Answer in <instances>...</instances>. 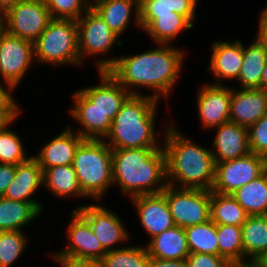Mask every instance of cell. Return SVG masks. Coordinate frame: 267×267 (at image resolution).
Here are the masks:
<instances>
[{"label": "cell", "mask_w": 267, "mask_h": 267, "mask_svg": "<svg viewBox=\"0 0 267 267\" xmlns=\"http://www.w3.org/2000/svg\"><path fill=\"white\" fill-rule=\"evenodd\" d=\"M120 58L98 59V72H109L131 95H141L134 89H154V98L167 97L180 75L184 51L170 44ZM179 74V75H178ZM133 88V90H132ZM161 95V96H160Z\"/></svg>", "instance_id": "6da1fadb"}, {"label": "cell", "mask_w": 267, "mask_h": 267, "mask_svg": "<svg viewBox=\"0 0 267 267\" xmlns=\"http://www.w3.org/2000/svg\"><path fill=\"white\" fill-rule=\"evenodd\" d=\"M170 124L166 127L163 142L167 184L211 191L215 178L213 149L197 145Z\"/></svg>", "instance_id": "7a4b0ae2"}, {"label": "cell", "mask_w": 267, "mask_h": 267, "mask_svg": "<svg viewBox=\"0 0 267 267\" xmlns=\"http://www.w3.org/2000/svg\"><path fill=\"white\" fill-rule=\"evenodd\" d=\"M112 177L131 198L161 193L168 185L164 148L112 149Z\"/></svg>", "instance_id": "3957f363"}, {"label": "cell", "mask_w": 267, "mask_h": 267, "mask_svg": "<svg viewBox=\"0 0 267 267\" xmlns=\"http://www.w3.org/2000/svg\"><path fill=\"white\" fill-rule=\"evenodd\" d=\"M158 102L151 95H131L113 119L106 143L112 149L163 148L154 131Z\"/></svg>", "instance_id": "277c9868"}, {"label": "cell", "mask_w": 267, "mask_h": 267, "mask_svg": "<svg viewBox=\"0 0 267 267\" xmlns=\"http://www.w3.org/2000/svg\"><path fill=\"white\" fill-rule=\"evenodd\" d=\"M72 166L79 186L88 198L100 200L114 184L112 148L104 139H84L75 151Z\"/></svg>", "instance_id": "5b68a950"}, {"label": "cell", "mask_w": 267, "mask_h": 267, "mask_svg": "<svg viewBox=\"0 0 267 267\" xmlns=\"http://www.w3.org/2000/svg\"><path fill=\"white\" fill-rule=\"evenodd\" d=\"M34 59L49 65H80L75 20L52 19L34 42Z\"/></svg>", "instance_id": "8992f818"}, {"label": "cell", "mask_w": 267, "mask_h": 267, "mask_svg": "<svg viewBox=\"0 0 267 267\" xmlns=\"http://www.w3.org/2000/svg\"><path fill=\"white\" fill-rule=\"evenodd\" d=\"M161 193L166 197L175 226L185 229L211 220L209 190L167 185Z\"/></svg>", "instance_id": "52a82bcc"}, {"label": "cell", "mask_w": 267, "mask_h": 267, "mask_svg": "<svg viewBox=\"0 0 267 267\" xmlns=\"http://www.w3.org/2000/svg\"><path fill=\"white\" fill-rule=\"evenodd\" d=\"M6 32L35 42L52 20L46 3L23 0L0 16Z\"/></svg>", "instance_id": "ba28073f"}, {"label": "cell", "mask_w": 267, "mask_h": 267, "mask_svg": "<svg viewBox=\"0 0 267 267\" xmlns=\"http://www.w3.org/2000/svg\"><path fill=\"white\" fill-rule=\"evenodd\" d=\"M266 170L267 159L254 153L215 163V178L211 191L232 194L238 188L262 175Z\"/></svg>", "instance_id": "9c48e42d"}, {"label": "cell", "mask_w": 267, "mask_h": 267, "mask_svg": "<svg viewBox=\"0 0 267 267\" xmlns=\"http://www.w3.org/2000/svg\"><path fill=\"white\" fill-rule=\"evenodd\" d=\"M69 223L68 245L54 254L55 261L63 267L66 263L74 261L102 259L106 251L93 233L89 222L76 209L73 210Z\"/></svg>", "instance_id": "30bf717a"}, {"label": "cell", "mask_w": 267, "mask_h": 267, "mask_svg": "<svg viewBox=\"0 0 267 267\" xmlns=\"http://www.w3.org/2000/svg\"><path fill=\"white\" fill-rule=\"evenodd\" d=\"M80 62L83 58L97 54H107L113 45L121 46L119 37L91 7L77 21ZM117 42V43H116Z\"/></svg>", "instance_id": "8fae6325"}, {"label": "cell", "mask_w": 267, "mask_h": 267, "mask_svg": "<svg viewBox=\"0 0 267 267\" xmlns=\"http://www.w3.org/2000/svg\"><path fill=\"white\" fill-rule=\"evenodd\" d=\"M33 60V42L4 33L0 41V74L4 83L16 87Z\"/></svg>", "instance_id": "7c38bea8"}, {"label": "cell", "mask_w": 267, "mask_h": 267, "mask_svg": "<svg viewBox=\"0 0 267 267\" xmlns=\"http://www.w3.org/2000/svg\"><path fill=\"white\" fill-rule=\"evenodd\" d=\"M101 205H83L76 209L90 224L103 249L108 252L113 246L128 240L129 233L118 215Z\"/></svg>", "instance_id": "4fadbf2b"}, {"label": "cell", "mask_w": 267, "mask_h": 267, "mask_svg": "<svg viewBox=\"0 0 267 267\" xmlns=\"http://www.w3.org/2000/svg\"><path fill=\"white\" fill-rule=\"evenodd\" d=\"M197 95V109L203 128H215L229 121L232 89L224 85L205 84Z\"/></svg>", "instance_id": "5bb4252c"}, {"label": "cell", "mask_w": 267, "mask_h": 267, "mask_svg": "<svg viewBox=\"0 0 267 267\" xmlns=\"http://www.w3.org/2000/svg\"><path fill=\"white\" fill-rule=\"evenodd\" d=\"M131 199L142 227L151 238L175 226L166 197L162 193L140 195Z\"/></svg>", "instance_id": "9a60e30c"}, {"label": "cell", "mask_w": 267, "mask_h": 267, "mask_svg": "<svg viewBox=\"0 0 267 267\" xmlns=\"http://www.w3.org/2000/svg\"><path fill=\"white\" fill-rule=\"evenodd\" d=\"M267 114V91L263 89H232L229 121L249 127Z\"/></svg>", "instance_id": "2e32d148"}, {"label": "cell", "mask_w": 267, "mask_h": 267, "mask_svg": "<svg viewBox=\"0 0 267 267\" xmlns=\"http://www.w3.org/2000/svg\"><path fill=\"white\" fill-rule=\"evenodd\" d=\"M100 84L80 91L113 121L131 94L107 71L98 72Z\"/></svg>", "instance_id": "e0dca14e"}, {"label": "cell", "mask_w": 267, "mask_h": 267, "mask_svg": "<svg viewBox=\"0 0 267 267\" xmlns=\"http://www.w3.org/2000/svg\"><path fill=\"white\" fill-rule=\"evenodd\" d=\"M70 114L83 126L77 133L83 139L103 140L109 134L112 121L80 91L75 92Z\"/></svg>", "instance_id": "ac0fdd59"}, {"label": "cell", "mask_w": 267, "mask_h": 267, "mask_svg": "<svg viewBox=\"0 0 267 267\" xmlns=\"http://www.w3.org/2000/svg\"><path fill=\"white\" fill-rule=\"evenodd\" d=\"M216 128L217 134L213 140L215 151H211L215 163L241 158L250 153L247 127L228 121Z\"/></svg>", "instance_id": "d6986e66"}, {"label": "cell", "mask_w": 267, "mask_h": 267, "mask_svg": "<svg viewBox=\"0 0 267 267\" xmlns=\"http://www.w3.org/2000/svg\"><path fill=\"white\" fill-rule=\"evenodd\" d=\"M212 56L207 70L216 76V85H222V80L238 79L243 64V43L236 40L216 41L212 46Z\"/></svg>", "instance_id": "ffe728a7"}, {"label": "cell", "mask_w": 267, "mask_h": 267, "mask_svg": "<svg viewBox=\"0 0 267 267\" xmlns=\"http://www.w3.org/2000/svg\"><path fill=\"white\" fill-rule=\"evenodd\" d=\"M83 140L69 126L46 143L40 152L33 157L38 161L43 171L54 166L72 165L75 151Z\"/></svg>", "instance_id": "44dd1931"}, {"label": "cell", "mask_w": 267, "mask_h": 267, "mask_svg": "<svg viewBox=\"0 0 267 267\" xmlns=\"http://www.w3.org/2000/svg\"><path fill=\"white\" fill-rule=\"evenodd\" d=\"M41 185H43V170L38 161L31 156L27 161L16 165L14 180L3 196L17 201L39 203L30 197Z\"/></svg>", "instance_id": "7402d4cb"}, {"label": "cell", "mask_w": 267, "mask_h": 267, "mask_svg": "<svg viewBox=\"0 0 267 267\" xmlns=\"http://www.w3.org/2000/svg\"><path fill=\"white\" fill-rule=\"evenodd\" d=\"M91 7L107 26L119 37L127 29L130 17L135 12L136 26L140 27L139 0H94ZM134 6V7H133ZM135 8V10L133 9ZM133 9V11H131Z\"/></svg>", "instance_id": "603a6c76"}, {"label": "cell", "mask_w": 267, "mask_h": 267, "mask_svg": "<svg viewBox=\"0 0 267 267\" xmlns=\"http://www.w3.org/2000/svg\"><path fill=\"white\" fill-rule=\"evenodd\" d=\"M146 245L150 257L162 260H184L190 254L184 228L174 226L150 238Z\"/></svg>", "instance_id": "cb8c5ba5"}, {"label": "cell", "mask_w": 267, "mask_h": 267, "mask_svg": "<svg viewBox=\"0 0 267 267\" xmlns=\"http://www.w3.org/2000/svg\"><path fill=\"white\" fill-rule=\"evenodd\" d=\"M41 203H29L0 197V232L22 231L42 213Z\"/></svg>", "instance_id": "d4e9b609"}, {"label": "cell", "mask_w": 267, "mask_h": 267, "mask_svg": "<svg viewBox=\"0 0 267 267\" xmlns=\"http://www.w3.org/2000/svg\"><path fill=\"white\" fill-rule=\"evenodd\" d=\"M198 0H139V21L142 30L158 15L173 14L184 16L192 25L196 18Z\"/></svg>", "instance_id": "484cf974"}, {"label": "cell", "mask_w": 267, "mask_h": 267, "mask_svg": "<svg viewBox=\"0 0 267 267\" xmlns=\"http://www.w3.org/2000/svg\"><path fill=\"white\" fill-rule=\"evenodd\" d=\"M243 261L261 259L267 254V218L265 215L249 216L241 225Z\"/></svg>", "instance_id": "4316f807"}, {"label": "cell", "mask_w": 267, "mask_h": 267, "mask_svg": "<svg viewBox=\"0 0 267 267\" xmlns=\"http://www.w3.org/2000/svg\"><path fill=\"white\" fill-rule=\"evenodd\" d=\"M267 61L265 48L255 38L247 48L243 45V64L238 81L243 89H260L261 78Z\"/></svg>", "instance_id": "83f0119b"}, {"label": "cell", "mask_w": 267, "mask_h": 267, "mask_svg": "<svg viewBox=\"0 0 267 267\" xmlns=\"http://www.w3.org/2000/svg\"><path fill=\"white\" fill-rule=\"evenodd\" d=\"M232 195L249 216L265 215L267 213V170L238 188Z\"/></svg>", "instance_id": "f1b7e54d"}, {"label": "cell", "mask_w": 267, "mask_h": 267, "mask_svg": "<svg viewBox=\"0 0 267 267\" xmlns=\"http://www.w3.org/2000/svg\"><path fill=\"white\" fill-rule=\"evenodd\" d=\"M210 214L215 224L241 226L249 217L232 194L210 191Z\"/></svg>", "instance_id": "f546056e"}, {"label": "cell", "mask_w": 267, "mask_h": 267, "mask_svg": "<svg viewBox=\"0 0 267 267\" xmlns=\"http://www.w3.org/2000/svg\"><path fill=\"white\" fill-rule=\"evenodd\" d=\"M43 185L60 198L70 195L86 197L79 186L72 165H59L45 169L43 171Z\"/></svg>", "instance_id": "4dcf8cb0"}, {"label": "cell", "mask_w": 267, "mask_h": 267, "mask_svg": "<svg viewBox=\"0 0 267 267\" xmlns=\"http://www.w3.org/2000/svg\"><path fill=\"white\" fill-rule=\"evenodd\" d=\"M193 25L182 15L173 12V14L158 15L144 29L152 37L156 44L171 43L181 31L191 29Z\"/></svg>", "instance_id": "1f68e13d"}, {"label": "cell", "mask_w": 267, "mask_h": 267, "mask_svg": "<svg viewBox=\"0 0 267 267\" xmlns=\"http://www.w3.org/2000/svg\"><path fill=\"white\" fill-rule=\"evenodd\" d=\"M190 253L219 255L217 224L209 220L184 229Z\"/></svg>", "instance_id": "d6a6232c"}, {"label": "cell", "mask_w": 267, "mask_h": 267, "mask_svg": "<svg viewBox=\"0 0 267 267\" xmlns=\"http://www.w3.org/2000/svg\"><path fill=\"white\" fill-rule=\"evenodd\" d=\"M219 256L233 267L243 262L242 227L217 224Z\"/></svg>", "instance_id": "836d02e7"}, {"label": "cell", "mask_w": 267, "mask_h": 267, "mask_svg": "<svg viewBox=\"0 0 267 267\" xmlns=\"http://www.w3.org/2000/svg\"><path fill=\"white\" fill-rule=\"evenodd\" d=\"M102 259L107 267H148L150 256L140 245L108 251Z\"/></svg>", "instance_id": "e575fe53"}, {"label": "cell", "mask_w": 267, "mask_h": 267, "mask_svg": "<svg viewBox=\"0 0 267 267\" xmlns=\"http://www.w3.org/2000/svg\"><path fill=\"white\" fill-rule=\"evenodd\" d=\"M8 127L9 123L0 126V163L18 165L31 156L25 154L19 135Z\"/></svg>", "instance_id": "d590c367"}, {"label": "cell", "mask_w": 267, "mask_h": 267, "mask_svg": "<svg viewBox=\"0 0 267 267\" xmlns=\"http://www.w3.org/2000/svg\"><path fill=\"white\" fill-rule=\"evenodd\" d=\"M27 240L23 231L0 232V267H12L24 252Z\"/></svg>", "instance_id": "8d00e7d4"}, {"label": "cell", "mask_w": 267, "mask_h": 267, "mask_svg": "<svg viewBox=\"0 0 267 267\" xmlns=\"http://www.w3.org/2000/svg\"><path fill=\"white\" fill-rule=\"evenodd\" d=\"M88 0H47L46 5L52 19L77 21L90 8Z\"/></svg>", "instance_id": "74e56055"}, {"label": "cell", "mask_w": 267, "mask_h": 267, "mask_svg": "<svg viewBox=\"0 0 267 267\" xmlns=\"http://www.w3.org/2000/svg\"><path fill=\"white\" fill-rule=\"evenodd\" d=\"M247 130L250 153L267 159V114L249 126Z\"/></svg>", "instance_id": "f35d334b"}, {"label": "cell", "mask_w": 267, "mask_h": 267, "mask_svg": "<svg viewBox=\"0 0 267 267\" xmlns=\"http://www.w3.org/2000/svg\"><path fill=\"white\" fill-rule=\"evenodd\" d=\"M5 84L6 86L0 84V122L2 124H12L21 111L10 93L16 87L9 83Z\"/></svg>", "instance_id": "ab89813d"}, {"label": "cell", "mask_w": 267, "mask_h": 267, "mask_svg": "<svg viewBox=\"0 0 267 267\" xmlns=\"http://www.w3.org/2000/svg\"><path fill=\"white\" fill-rule=\"evenodd\" d=\"M187 267H233L219 255L190 253L186 259Z\"/></svg>", "instance_id": "60d3db41"}, {"label": "cell", "mask_w": 267, "mask_h": 267, "mask_svg": "<svg viewBox=\"0 0 267 267\" xmlns=\"http://www.w3.org/2000/svg\"><path fill=\"white\" fill-rule=\"evenodd\" d=\"M16 165L0 163V197H2L7 187L14 180Z\"/></svg>", "instance_id": "b9f144b4"}, {"label": "cell", "mask_w": 267, "mask_h": 267, "mask_svg": "<svg viewBox=\"0 0 267 267\" xmlns=\"http://www.w3.org/2000/svg\"><path fill=\"white\" fill-rule=\"evenodd\" d=\"M259 19L258 33L256 35L257 41L265 48L267 52V11L262 10Z\"/></svg>", "instance_id": "7bdbcfd3"}, {"label": "cell", "mask_w": 267, "mask_h": 267, "mask_svg": "<svg viewBox=\"0 0 267 267\" xmlns=\"http://www.w3.org/2000/svg\"><path fill=\"white\" fill-rule=\"evenodd\" d=\"M148 267H187L186 259L177 260V259H169L162 260L154 257H150L148 262Z\"/></svg>", "instance_id": "ee69618b"}, {"label": "cell", "mask_w": 267, "mask_h": 267, "mask_svg": "<svg viewBox=\"0 0 267 267\" xmlns=\"http://www.w3.org/2000/svg\"><path fill=\"white\" fill-rule=\"evenodd\" d=\"M63 267H107L103 259H84L66 263Z\"/></svg>", "instance_id": "f6af8a7d"}, {"label": "cell", "mask_w": 267, "mask_h": 267, "mask_svg": "<svg viewBox=\"0 0 267 267\" xmlns=\"http://www.w3.org/2000/svg\"><path fill=\"white\" fill-rule=\"evenodd\" d=\"M247 261V262H246ZM234 267H267L261 259H246Z\"/></svg>", "instance_id": "bcb514c9"}, {"label": "cell", "mask_w": 267, "mask_h": 267, "mask_svg": "<svg viewBox=\"0 0 267 267\" xmlns=\"http://www.w3.org/2000/svg\"><path fill=\"white\" fill-rule=\"evenodd\" d=\"M20 1L23 0H0V16Z\"/></svg>", "instance_id": "7dc6e473"}, {"label": "cell", "mask_w": 267, "mask_h": 267, "mask_svg": "<svg viewBox=\"0 0 267 267\" xmlns=\"http://www.w3.org/2000/svg\"><path fill=\"white\" fill-rule=\"evenodd\" d=\"M261 89L267 91V61L261 78Z\"/></svg>", "instance_id": "c3c4849f"}, {"label": "cell", "mask_w": 267, "mask_h": 267, "mask_svg": "<svg viewBox=\"0 0 267 267\" xmlns=\"http://www.w3.org/2000/svg\"><path fill=\"white\" fill-rule=\"evenodd\" d=\"M5 32H6V28H5L3 20L0 17V41Z\"/></svg>", "instance_id": "681fc988"}, {"label": "cell", "mask_w": 267, "mask_h": 267, "mask_svg": "<svg viewBox=\"0 0 267 267\" xmlns=\"http://www.w3.org/2000/svg\"><path fill=\"white\" fill-rule=\"evenodd\" d=\"M261 260L265 263V265L267 266V254L264 255Z\"/></svg>", "instance_id": "f907efd6"}, {"label": "cell", "mask_w": 267, "mask_h": 267, "mask_svg": "<svg viewBox=\"0 0 267 267\" xmlns=\"http://www.w3.org/2000/svg\"><path fill=\"white\" fill-rule=\"evenodd\" d=\"M30 1H38V2H44V3L47 2V0H30Z\"/></svg>", "instance_id": "816d5d0a"}]
</instances>
